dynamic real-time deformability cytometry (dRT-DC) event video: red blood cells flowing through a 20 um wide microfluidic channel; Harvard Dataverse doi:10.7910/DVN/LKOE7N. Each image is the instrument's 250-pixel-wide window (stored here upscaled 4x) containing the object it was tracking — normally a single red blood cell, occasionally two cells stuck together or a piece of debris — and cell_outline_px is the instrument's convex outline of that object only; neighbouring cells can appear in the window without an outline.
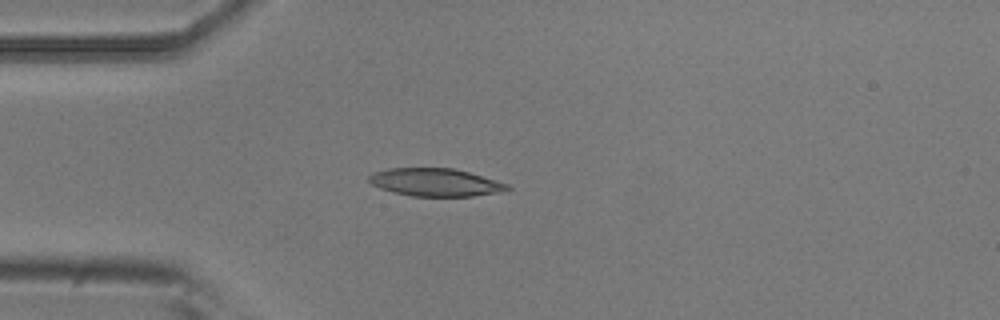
{"species": "common noctule bat (a hibernating species)", "species_latin": "Nyctalus noctula", "temperature_condition": "room temperature", "stored_images_in_passage": 4, "camera_frame_rate_fps": 3000, "um_per_image_px": 0.085, "animal": {"sex": "male", "body_mass_g": 20.5, "forearm_length_mm": 52.5}, "frame": {"image": 1, "passage_image": 4, "time_ms": 4.333, "image_size_px": [1000, 320], "cell_outline_px": [[512, 188], [504, 192], [472, 196], [412, 196], [380, 188], [372, 184], [368, 180], [368, 176], [372, 172], [388, 168], [452, 168], [468, 172], [508, 184]], "centroid_in_image_um": [37.01, 15.49], "position_along_channel_um": 48.0, "area_um2": 22.37}}